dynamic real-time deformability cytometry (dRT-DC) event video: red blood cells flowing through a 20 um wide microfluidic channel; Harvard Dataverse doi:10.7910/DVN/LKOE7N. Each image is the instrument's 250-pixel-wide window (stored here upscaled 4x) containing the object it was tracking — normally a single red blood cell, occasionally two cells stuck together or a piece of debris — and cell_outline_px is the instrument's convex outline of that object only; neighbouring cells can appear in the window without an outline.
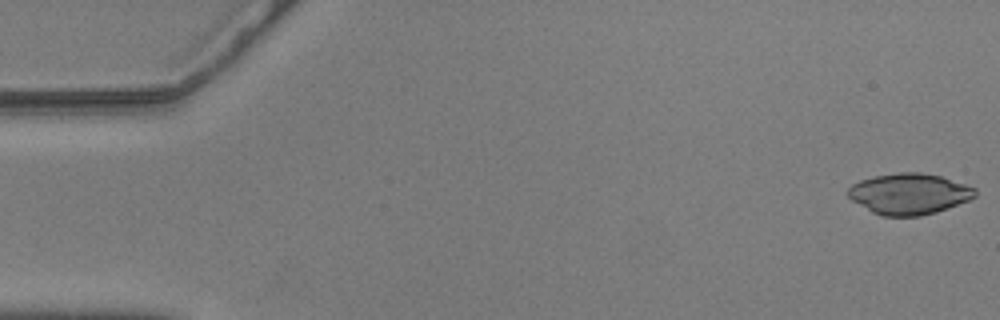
{"species": "common noctule bat (a hibernating species)", "species_latin": "Nyctalus noctula", "temperature_condition": "warm", "stored_images_in_passage": 56, "camera_frame_rate_fps": 3000, "um_per_image_px": 0.085, "animal": {"sex": "male", "body_mass_g": 20.5, "forearm_length_mm": 52.5}, "frame": {"image": 1, "passage_image": 1, "time_ms": 0.0, "image_size_px": [1000, 320], "cell_outline_px": [[976, 196], [968, 200], [936, 212], [920, 216], [884, 216], [872, 212], [852, 200], [848, 196], [848, 188], [852, 184], [860, 180], [876, 176], [900, 172], [920, 172], [940, 176], [976, 188]], "centroid_in_image_um": [77.27, 16.47], "position_along_channel_um": 7.7, "area_um2": 30.06}}